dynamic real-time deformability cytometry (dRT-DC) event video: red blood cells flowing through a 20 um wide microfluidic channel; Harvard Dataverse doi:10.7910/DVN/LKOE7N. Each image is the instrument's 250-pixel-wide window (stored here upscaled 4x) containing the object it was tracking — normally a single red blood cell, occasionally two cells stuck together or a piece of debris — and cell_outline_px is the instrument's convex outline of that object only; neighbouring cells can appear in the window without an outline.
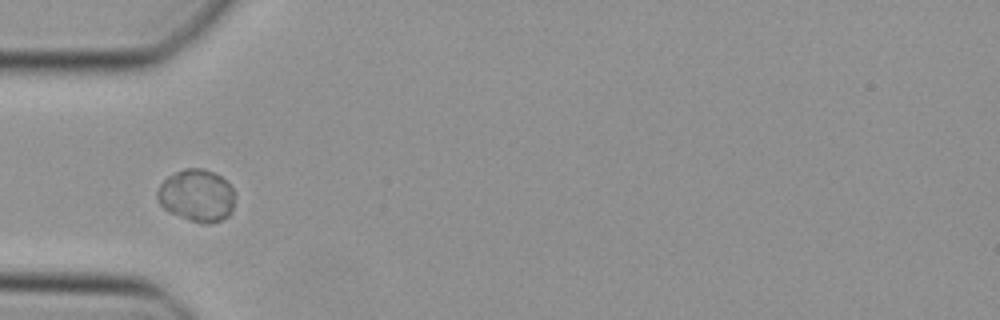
{"species": "Egyptian fruit bat (a non-hibernating species)", "species_latin": "Rousettus aegyptiacus", "temperature_condition": "cold", "stored_images_in_passage": 16, "camera_frame_rate_fps": 3000, "um_per_image_px": 0.085, "animal": {"sex": "female"}, "frame": {"image": 1, "passage_image": 5, "time_ms": 1.333, "image_size_px": [1000, 320], "cell_outline_px": [[232, 212], [228, 216], [220, 220], [208, 224], [200, 224], [188, 220], [168, 212], [160, 204], [156, 196], [156, 192], [160, 184], [168, 176], [184, 168], [204, 168], [216, 172], [232, 188]], "centroid_in_image_um": [16.68, 16.62], "position_along_channel_um": 68.3, "area_um2": 23.7}}
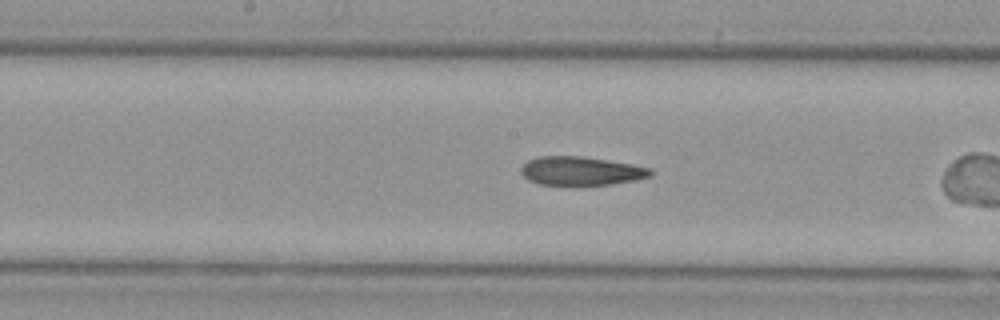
{"frame": {"image": 2, "passage_image": 12, "time_ms": 3.667, "image_size_px": [1000, 320], "cell_outline_px": [[652, 176], [632, 180], [608, 184], [540, 184], [528, 180], [520, 172], [520, 168], [528, 160], [540, 156], [584, 156], [632, 164], [648, 168], [652, 172]], "centroid_in_image_um": [49.34, 14.51], "position_along_channel_um": 198.9, "area_um2": 21.27}}